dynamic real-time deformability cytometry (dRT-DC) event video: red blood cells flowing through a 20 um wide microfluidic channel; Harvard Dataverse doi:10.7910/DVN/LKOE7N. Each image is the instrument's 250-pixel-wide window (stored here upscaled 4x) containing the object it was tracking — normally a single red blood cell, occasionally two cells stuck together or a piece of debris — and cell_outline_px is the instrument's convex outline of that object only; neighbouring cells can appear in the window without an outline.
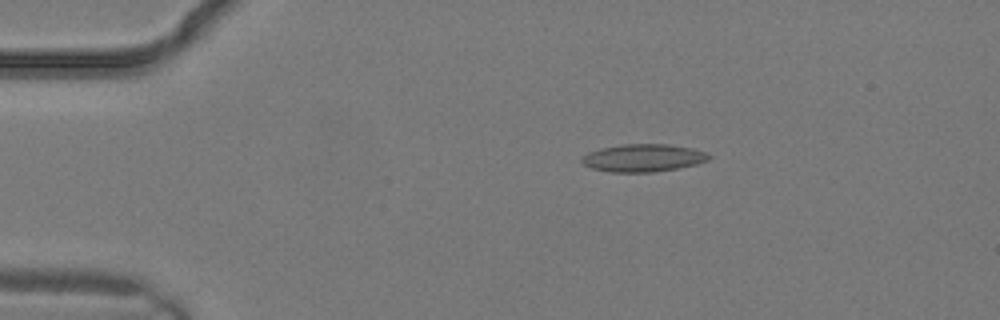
{"species": "common noctule bat (a hibernating species)", "species_latin": "Nyctalus noctula", "temperature_condition": "warm", "stored_images_in_passage": 2, "camera_frame_rate_fps": 3000, "um_per_image_px": 0.085, "animal": {"sex": "male", "body_mass_g": 19.2, "forearm_length_mm": 51.8}, "frame": {"image": 1, "passage_image": 1, "time_ms": 0.0, "image_size_px": [1000, 320], "cell_outline_px": [[712, 156], [708, 160], [696, 164], [676, 168], [652, 172], [608, 172], [592, 168], [584, 164], [580, 160], [580, 156], [588, 152], [600, 148], [624, 144], [668, 144], [692, 148], [704, 152]], "centroid_in_image_um": [54.63, 13.42], "position_along_channel_um": 30.4, "area_um2": 20.46}}
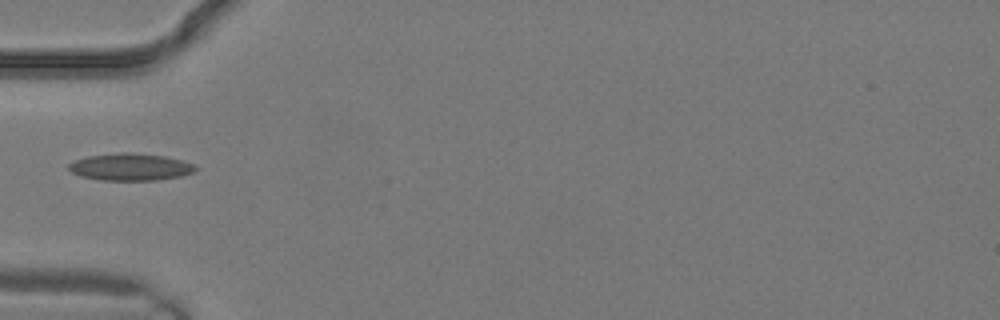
{"frame": {"image": 2, "passage_image": 2, "time_ms": 0.333, "image_size_px": [1000, 320], "cell_outline_px": [[200, 168], [192, 172], [180, 176], [156, 180], [100, 180], [80, 176], [72, 172], [68, 168], [68, 164], [72, 160], [88, 156], [124, 152], [128, 152], [164, 156], [180, 160], [192, 164]], "centroid_in_image_um": [11.04, 14.19], "position_along_channel_um": 74.0, "area_um2": 19.94}}